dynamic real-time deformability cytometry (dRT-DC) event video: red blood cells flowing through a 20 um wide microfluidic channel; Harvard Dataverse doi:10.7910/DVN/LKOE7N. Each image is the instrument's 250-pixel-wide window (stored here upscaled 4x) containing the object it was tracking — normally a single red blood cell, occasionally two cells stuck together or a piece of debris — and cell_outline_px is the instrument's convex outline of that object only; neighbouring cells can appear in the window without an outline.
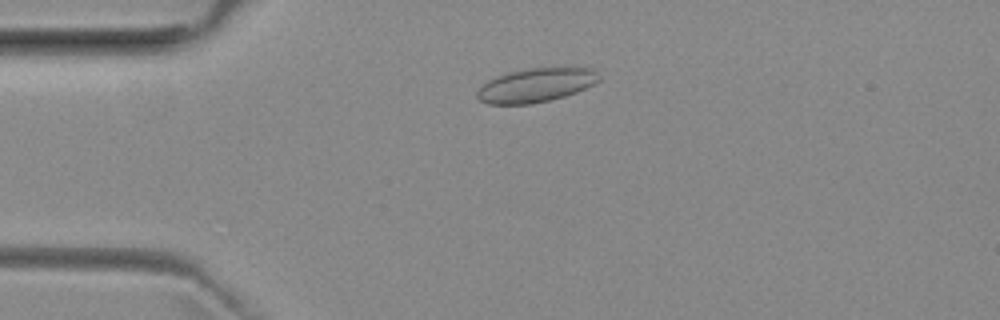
{"species": "common noctule bat (a hibernating species)", "species_latin": "Nyctalus noctula", "temperature_condition": "room temperature", "stored_images_in_passage": 49, "camera_frame_rate_fps": 3000, "um_per_image_px": 0.085, "animal": {"sex": "female", "body_mass_g": 29.2, "forearm_length_mm": 56.3}, "frame": {"image": 1, "passage_image": 9, "time_ms": 2.667, "image_size_px": [1000, 320], "cell_outline_px": [[600, 80], [576, 92], [552, 100], [532, 104], [488, 104], [480, 100], [476, 96], [476, 92], [488, 80], [496, 76], [508, 72], [528, 68], [596, 68], [600, 76]], "centroid_in_image_um": [45.55, 7.24], "position_along_channel_um": 39.4, "area_um2": 24.1}}
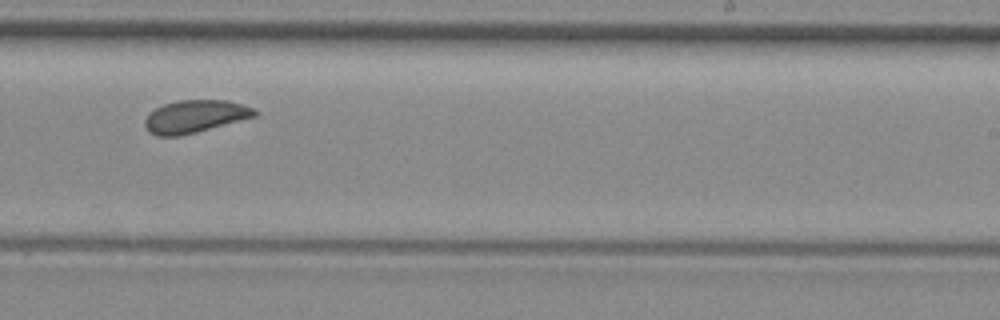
{"frame": {"image": 2, "passage_image": 29, "time_ms": 9.333, "image_size_px": [1000, 320], "cell_outline_px": [[256, 116], [196, 132], [180, 136], [156, 136], [148, 132], [144, 124], [144, 120], [148, 112], [164, 104], [176, 100], [228, 100], [256, 108]], "centroid_in_image_um": [16.54, 9.89], "position_along_channel_um": 272.5, "area_um2": 20.98}}
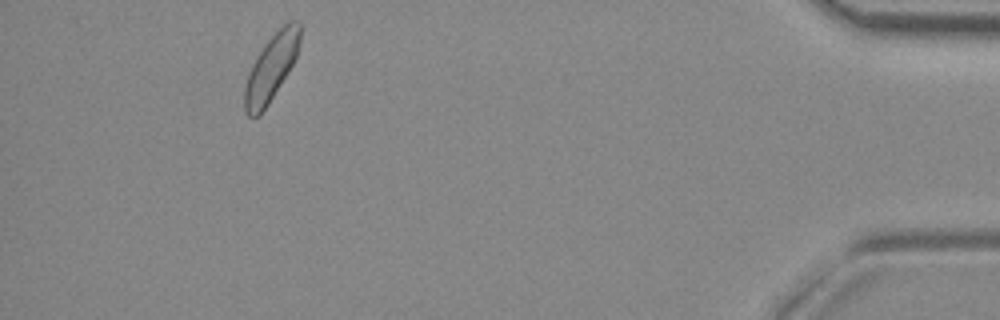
{"frame": {"image": 3, "passage_image": 45, "time_ms": 14.667, "image_size_px": [1000, 320], "cell_outline_px": [[300, 40], [296, 56], [288, 72], [268, 104], [256, 116], [248, 116], [244, 112], [244, 88], [248, 72], [256, 56], [264, 44], [288, 20], [300, 20]], "centroid_in_image_um": [23.04, 5.73], "position_along_channel_um": 412.2, "area_um2": 21.15}, "authors_computed_cell_mechanics": {"area_um2": 21.2126, "velocity_mm_per_s": 3.9167, "shape_relaxation_time_tau1_ms": 10.2694, "shape_relaxation_time_tau2_ms": 1.6067, "deformation_change_tau1": 0.11, "deformation_change_tau2": 0.0482}}